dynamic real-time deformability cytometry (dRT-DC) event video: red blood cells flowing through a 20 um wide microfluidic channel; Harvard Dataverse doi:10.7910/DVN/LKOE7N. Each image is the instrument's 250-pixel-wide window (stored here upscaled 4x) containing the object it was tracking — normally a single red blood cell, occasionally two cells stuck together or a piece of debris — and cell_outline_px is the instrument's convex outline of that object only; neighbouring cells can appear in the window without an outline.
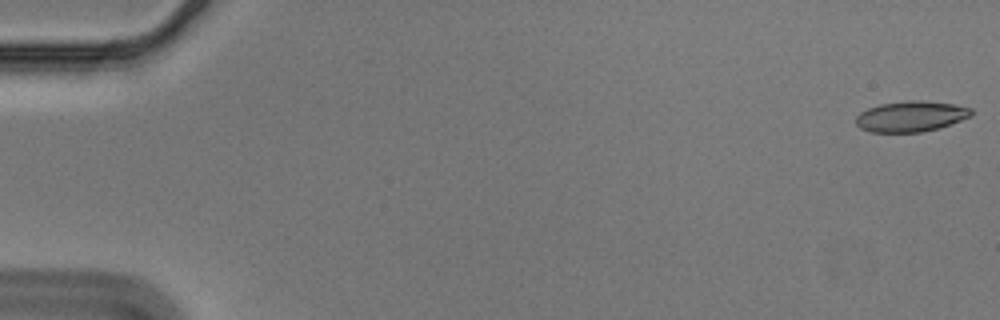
{"species": "Egyptian fruit bat (a non-hibernating species)", "species_latin": "Rousettus aegyptiacus", "temperature_condition": "cold", "stored_images_in_passage": 57, "camera_frame_rate_fps": 3000, "um_per_image_px": 0.085, "animal": {"sex": "male"}, "frame": {"image": 1, "passage_image": 1, "time_ms": 0.0, "image_size_px": [1000, 320], "cell_outline_px": [[972, 116], [940, 128], [920, 132], [872, 132], [860, 128], [856, 124], [856, 116], [860, 112], [868, 108], [880, 104], [908, 100], [920, 100], [952, 104], [972, 108]], "centroid_in_image_um": [77.43, 9.89], "position_along_channel_um": 7.6, "area_um2": 20.63}}
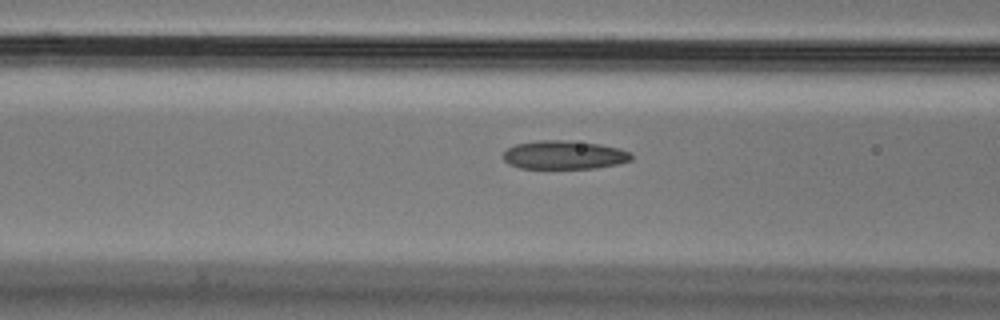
{"frame": {"image": 2, "passage_image": 23, "time_ms": 7.333, "image_size_px": [1000, 320], "cell_outline_px": [[632, 160], [620, 164], [596, 168], [520, 168], [508, 164], [504, 160], [504, 152], [508, 148], [516, 144], [536, 140], [564, 140], [600, 144], [620, 148], [632, 152]], "centroid_in_image_um": [47.99, 13.17], "position_along_channel_um": 118.6, "area_um2": 21.5}}
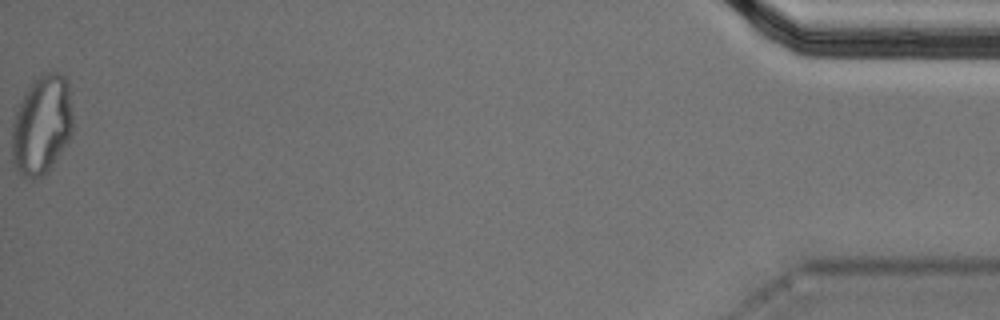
{"frame": {"image": 3, "passage_image": 57, "time_ms": 18.667, "image_size_px": [1000, 320], "cell_outline_px": [[72, 132], [68, 140], [48, 172], [32, 180], [16, 172], [12, 160], [12, 128], [16, 112], [28, 88], [44, 72], [56, 72], [64, 76], [68, 80], [72, 116]], "centroid_in_image_um": [3.55, 10.66], "position_along_channel_um": 431.7, "area_um2": 34.97}, "authors_computed_cell_mechanics": {"area_um2": 21.6172, "velocity_mm_per_s": 3.5662, "shape_relaxation_time_tau1_ms": null, "shape_relaxation_time_tau2_ms": 2.7824, "deformation_change_tau1": null, "deformation_change_tau2": 0.0919}}